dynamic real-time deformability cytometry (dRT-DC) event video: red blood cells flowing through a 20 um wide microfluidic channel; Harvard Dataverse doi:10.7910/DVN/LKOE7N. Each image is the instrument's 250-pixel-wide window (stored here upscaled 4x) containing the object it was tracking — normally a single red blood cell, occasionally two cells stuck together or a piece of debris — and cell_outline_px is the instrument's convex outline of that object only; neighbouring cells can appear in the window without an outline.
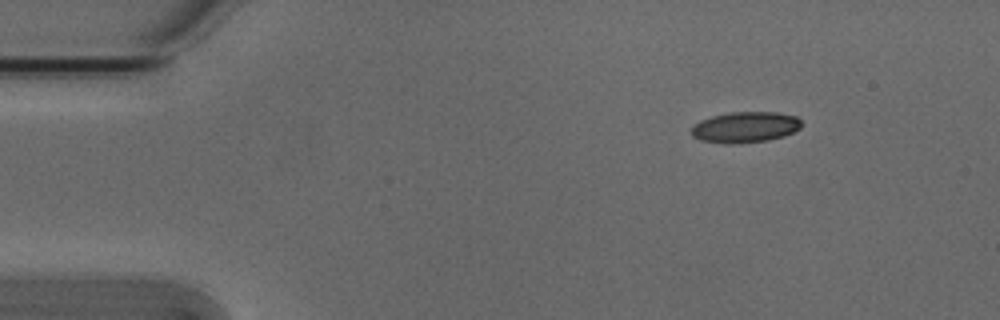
{"species": "Egyptian fruit bat (a non-hibernating species)", "species_latin": "Rousettus aegyptiacus", "temperature_condition": "cold", "stored_images_in_passage": 4, "camera_frame_rate_fps": 3000, "um_per_image_px": 0.085, "animal": {"sex": "male"}, "frame": {"image": 1, "passage_image": 1, "time_ms": 0.0, "image_size_px": [1000, 320], "cell_outline_px": [[800, 128], [784, 136], [768, 140], [732, 144], [724, 144], [700, 140], [692, 136], [692, 124], [700, 120], [712, 116], [732, 112], [776, 112], [796, 116], [800, 120]], "centroid_in_image_um": [63.31, 10.81], "position_along_channel_um": 21.7, "area_um2": 19.83}}
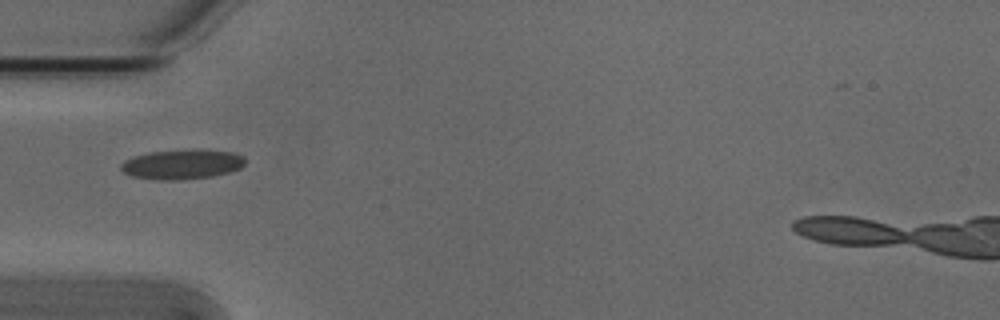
{"frame": {"image": 2, "passage_image": 4, "time_ms": 1.0, "image_size_px": [1000, 320], "cell_outline_px": [[244, 164], [240, 168], [228, 172], [212, 176], [180, 180], [160, 180], [132, 176], [124, 172], [120, 168], [120, 164], [124, 160], [132, 156], [148, 152], [232, 152], [244, 156]], "centroid_in_image_um": [15.4, 14.01], "position_along_channel_um": 69.6, "area_um2": 20.58}}